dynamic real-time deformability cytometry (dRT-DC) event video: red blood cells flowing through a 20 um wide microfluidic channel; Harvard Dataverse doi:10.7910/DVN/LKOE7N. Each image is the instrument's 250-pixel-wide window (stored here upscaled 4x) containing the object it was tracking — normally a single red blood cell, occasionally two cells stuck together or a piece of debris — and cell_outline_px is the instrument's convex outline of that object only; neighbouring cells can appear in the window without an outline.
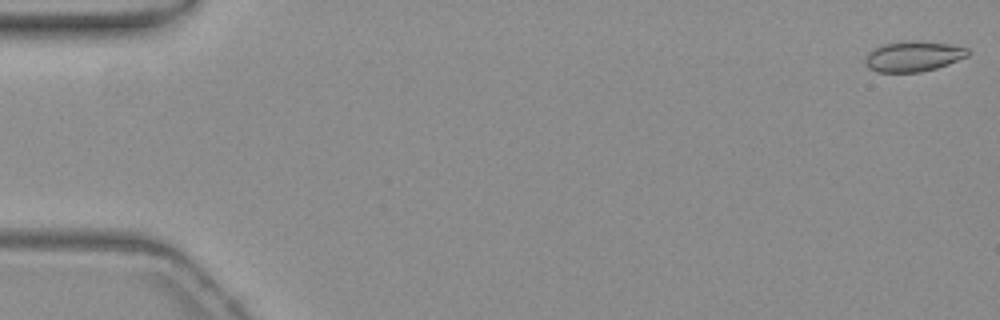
{"species": "common noctule bat (a hibernating species)", "species_latin": "Nyctalus noctula", "temperature_condition": "warm", "stored_images_in_passage": 55, "camera_frame_rate_fps": 3000, "um_per_image_px": 0.085, "animal": {"sex": "female", "body_mass_g": 19.3, "forearm_length_mm": 54.1}, "frame": {"image": 1, "passage_image": 1, "time_ms": 0.0, "image_size_px": [1000, 320], "cell_outline_px": [[968, 56], [948, 64], [936, 68], [920, 72], [876, 72], [868, 68], [864, 60], [868, 52], [880, 44], [900, 40], [920, 40], [948, 44], [968, 48]], "centroid_in_image_um": [77.58, 4.77], "position_along_channel_um": 7.4, "area_um2": 18.5}}
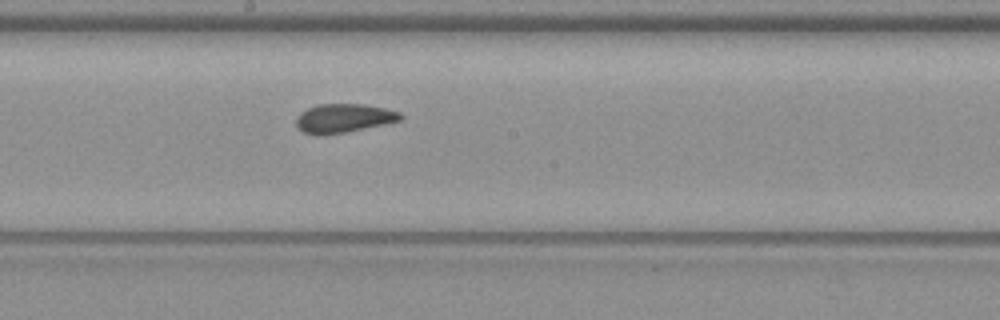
{"frame": {"image": 2, "passage_image": 30, "time_ms": 9.667, "image_size_px": [1000, 320], "cell_outline_px": [[404, 116], [400, 120], [344, 132], [316, 136], [304, 132], [296, 124], [296, 116], [300, 112], [316, 104], [364, 104], [384, 108], [400, 112]], "centroid_in_image_um": [29.17, 10.03], "position_along_channel_um": 219.0, "area_um2": 17.34}}
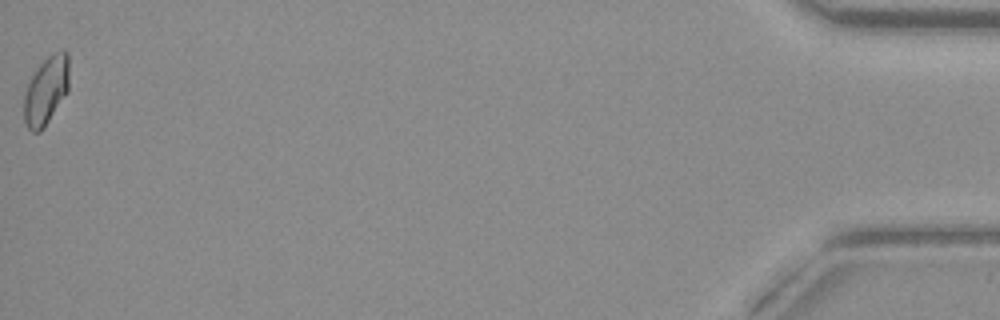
{"frame": {"image": 3, "passage_image": 55, "time_ms": 18.0, "image_size_px": [1000, 320], "cell_outline_px": [[68, 92], [44, 128], [40, 132], [32, 132], [28, 128], [24, 120], [24, 96], [28, 84], [32, 76], [40, 64], [52, 52], [64, 48], [68, 52]], "centroid_in_image_um": [3.94, 7.68], "position_along_channel_um": 431.3, "area_um2": 18.03}, "authors_computed_cell_mechanics": {"area_um2": 17.629, "velocity_mm_per_s": 3.7828, "shape_relaxation_time_tau1_ms": 6.478, "shape_relaxation_time_tau2_ms": 0.6338, "deformation_change_tau1": 0.1394, "deformation_change_tau2": 0.0662}}